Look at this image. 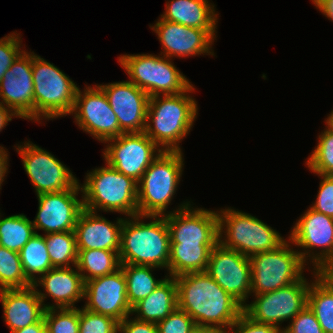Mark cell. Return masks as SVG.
<instances>
[{
    "instance_id": "6da1fadb",
    "label": "cell",
    "mask_w": 333,
    "mask_h": 333,
    "mask_svg": "<svg viewBox=\"0 0 333 333\" xmlns=\"http://www.w3.org/2000/svg\"><path fill=\"white\" fill-rule=\"evenodd\" d=\"M175 280L178 307L196 325L226 333L243 312V306L206 272L183 274L175 277Z\"/></svg>"
},
{
    "instance_id": "7a4b0ae2",
    "label": "cell",
    "mask_w": 333,
    "mask_h": 333,
    "mask_svg": "<svg viewBox=\"0 0 333 333\" xmlns=\"http://www.w3.org/2000/svg\"><path fill=\"white\" fill-rule=\"evenodd\" d=\"M195 90L192 84L179 94L150 97L144 132L162 151H182L180 143L198 115V104L189 95Z\"/></svg>"
},
{
    "instance_id": "3957f363",
    "label": "cell",
    "mask_w": 333,
    "mask_h": 333,
    "mask_svg": "<svg viewBox=\"0 0 333 333\" xmlns=\"http://www.w3.org/2000/svg\"><path fill=\"white\" fill-rule=\"evenodd\" d=\"M143 219L150 221L147 223ZM170 247V233L165 216L124 217L119 250L121 264L168 270Z\"/></svg>"
},
{
    "instance_id": "277c9868",
    "label": "cell",
    "mask_w": 333,
    "mask_h": 333,
    "mask_svg": "<svg viewBox=\"0 0 333 333\" xmlns=\"http://www.w3.org/2000/svg\"><path fill=\"white\" fill-rule=\"evenodd\" d=\"M82 190L83 208L117 212L125 217L138 215V182L110 167H97L86 174Z\"/></svg>"
},
{
    "instance_id": "5b68a950",
    "label": "cell",
    "mask_w": 333,
    "mask_h": 333,
    "mask_svg": "<svg viewBox=\"0 0 333 333\" xmlns=\"http://www.w3.org/2000/svg\"><path fill=\"white\" fill-rule=\"evenodd\" d=\"M34 122L54 120L71 114L77 84L53 63L32 52Z\"/></svg>"
},
{
    "instance_id": "8992f818",
    "label": "cell",
    "mask_w": 333,
    "mask_h": 333,
    "mask_svg": "<svg viewBox=\"0 0 333 333\" xmlns=\"http://www.w3.org/2000/svg\"><path fill=\"white\" fill-rule=\"evenodd\" d=\"M182 151H163L138 181V215L164 216L180 183Z\"/></svg>"
},
{
    "instance_id": "52a82bcc",
    "label": "cell",
    "mask_w": 333,
    "mask_h": 333,
    "mask_svg": "<svg viewBox=\"0 0 333 333\" xmlns=\"http://www.w3.org/2000/svg\"><path fill=\"white\" fill-rule=\"evenodd\" d=\"M217 212L219 243L246 257L275 250L286 241L279 232L249 213L230 207Z\"/></svg>"
},
{
    "instance_id": "ba28073f",
    "label": "cell",
    "mask_w": 333,
    "mask_h": 333,
    "mask_svg": "<svg viewBox=\"0 0 333 333\" xmlns=\"http://www.w3.org/2000/svg\"><path fill=\"white\" fill-rule=\"evenodd\" d=\"M160 55L124 54L118 57V63L129 76V81L150 97L185 92L192 82L172 63V59Z\"/></svg>"
},
{
    "instance_id": "9c48e42d",
    "label": "cell",
    "mask_w": 333,
    "mask_h": 333,
    "mask_svg": "<svg viewBox=\"0 0 333 333\" xmlns=\"http://www.w3.org/2000/svg\"><path fill=\"white\" fill-rule=\"evenodd\" d=\"M249 260L251 295L272 292L297 282L304 277L303 270L307 269L306 263L298 250L293 249L289 239L275 250L252 255Z\"/></svg>"
},
{
    "instance_id": "30bf717a",
    "label": "cell",
    "mask_w": 333,
    "mask_h": 333,
    "mask_svg": "<svg viewBox=\"0 0 333 333\" xmlns=\"http://www.w3.org/2000/svg\"><path fill=\"white\" fill-rule=\"evenodd\" d=\"M310 282L305 276L275 291L251 295L255 296L250 304L243 306V312L256 322L281 328L284 321H291L307 306Z\"/></svg>"
},
{
    "instance_id": "8fae6325",
    "label": "cell",
    "mask_w": 333,
    "mask_h": 333,
    "mask_svg": "<svg viewBox=\"0 0 333 333\" xmlns=\"http://www.w3.org/2000/svg\"><path fill=\"white\" fill-rule=\"evenodd\" d=\"M23 143L14 145V149L21 157L36 195L68 190L79 182L73 172L50 152L30 141Z\"/></svg>"
},
{
    "instance_id": "7c38bea8",
    "label": "cell",
    "mask_w": 333,
    "mask_h": 333,
    "mask_svg": "<svg viewBox=\"0 0 333 333\" xmlns=\"http://www.w3.org/2000/svg\"><path fill=\"white\" fill-rule=\"evenodd\" d=\"M104 144L105 163L137 182L163 152L145 132L123 133Z\"/></svg>"
},
{
    "instance_id": "4fadbf2b",
    "label": "cell",
    "mask_w": 333,
    "mask_h": 333,
    "mask_svg": "<svg viewBox=\"0 0 333 333\" xmlns=\"http://www.w3.org/2000/svg\"><path fill=\"white\" fill-rule=\"evenodd\" d=\"M70 115H73L74 122L81 130L101 143L124 133L104 91L98 84L87 85L83 91L78 88Z\"/></svg>"
},
{
    "instance_id": "5bb4252c",
    "label": "cell",
    "mask_w": 333,
    "mask_h": 333,
    "mask_svg": "<svg viewBox=\"0 0 333 333\" xmlns=\"http://www.w3.org/2000/svg\"><path fill=\"white\" fill-rule=\"evenodd\" d=\"M290 232L288 239L293 245L302 249L298 252L307 265L309 262L312 264L311 269L317 270L327 259L333 257L332 217L319 213L309 206Z\"/></svg>"
},
{
    "instance_id": "9a60e30c",
    "label": "cell",
    "mask_w": 333,
    "mask_h": 333,
    "mask_svg": "<svg viewBox=\"0 0 333 333\" xmlns=\"http://www.w3.org/2000/svg\"><path fill=\"white\" fill-rule=\"evenodd\" d=\"M192 206L190 201H184L176 210L164 215L171 243L216 245L219 242L218 212Z\"/></svg>"
},
{
    "instance_id": "2e32d148",
    "label": "cell",
    "mask_w": 333,
    "mask_h": 333,
    "mask_svg": "<svg viewBox=\"0 0 333 333\" xmlns=\"http://www.w3.org/2000/svg\"><path fill=\"white\" fill-rule=\"evenodd\" d=\"M205 272L242 306L246 304L251 295L249 257L218 242L210 252Z\"/></svg>"
},
{
    "instance_id": "e0dca14e",
    "label": "cell",
    "mask_w": 333,
    "mask_h": 333,
    "mask_svg": "<svg viewBox=\"0 0 333 333\" xmlns=\"http://www.w3.org/2000/svg\"><path fill=\"white\" fill-rule=\"evenodd\" d=\"M82 192L78 182L73 188L60 192L37 195L38 210L32 221L35 231L56 233L74 231L77 218L83 209V199H78Z\"/></svg>"
},
{
    "instance_id": "ac0fdd59",
    "label": "cell",
    "mask_w": 333,
    "mask_h": 333,
    "mask_svg": "<svg viewBox=\"0 0 333 333\" xmlns=\"http://www.w3.org/2000/svg\"><path fill=\"white\" fill-rule=\"evenodd\" d=\"M85 305L83 308L118 322L131 315L132 308L127 300L126 278L122 268L116 272L85 282Z\"/></svg>"
},
{
    "instance_id": "d6986e66",
    "label": "cell",
    "mask_w": 333,
    "mask_h": 333,
    "mask_svg": "<svg viewBox=\"0 0 333 333\" xmlns=\"http://www.w3.org/2000/svg\"><path fill=\"white\" fill-rule=\"evenodd\" d=\"M0 98L19 118L34 121L32 52L23 51L0 81Z\"/></svg>"
},
{
    "instance_id": "ffe728a7",
    "label": "cell",
    "mask_w": 333,
    "mask_h": 333,
    "mask_svg": "<svg viewBox=\"0 0 333 333\" xmlns=\"http://www.w3.org/2000/svg\"><path fill=\"white\" fill-rule=\"evenodd\" d=\"M150 29L157 34L161 42L164 57H191L214 55L212 45L216 40L207 30L188 27L179 23L170 22L159 18Z\"/></svg>"
},
{
    "instance_id": "44dd1931",
    "label": "cell",
    "mask_w": 333,
    "mask_h": 333,
    "mask_svg": "<svg viewBox=\"0 0 333 333\" xmlns=\"http://www.w3.org/2000/svg\"><path fill=\"white\" fill-rule=\"evenodd\" d=\"M105 93L124 133L144 132L150 96L126 81L98 85Z\"/></svg>"
},
{
    "instance_id": "7402d4cb",
    "label": "cell",
    "mask_w": 333,
    "mask_h": 333,
    "mask_svg": "<svg viewBox=\"0 0 333 333\" xmlns=\"http://www.w3.org/2000/svg\"><path fill=\"white\" fill-rule=\"evenodd\" d=\"M33 286L45 309L76 308L75 303L84 300L85 282L76 266L50 269ZM40 286L43 287V292L37 288ZM47 297H51L54 303L45 304Z\"/></svg>"
},
{
    "instance_id": "603a6c76",
    "label": "cell",
    "mask_w": 333,
    "mask_h": 333,
    "mask_svg": "<svg viewBox=\"0 0 333 333\" xmlns=\"http://www.w3.org/2000/svg\"><path fill=\"white\" fill-rule=\"evenodd\" d=\"M124 218L111 222L98 212L85 208L79 214L74 228L77 250L101 249L119 252Z\"/></svg>"
},
{
    "instance_id": "cb8c5ba5",
    "label": "cell",
    "mask_w": 333,
    "mask_h": 333,
    "mask_svg": "<svg viewBox=\"0 0 333 333\" xmlns=\"http://www.w3.org/2000/svg\"><path fill=\"white\" fill-rule=\"evenodd\" d=\"M0 301L3 307V319L11 332L44 318L45 307L32 285L26 288L0 290Z\"/></svg>"
},
{
    "instance_id": "d4e9b609",
    "label": "cell",
    "mask_w": 333,
    "mask_h": 333,
    "mask_svg": "<svg viewBox=\"0 0 333 333\" xmlns=\"http://www.w3.org/2000/svg\"><path fill=\"white\" fill-rule=\"evenodd\" d=\"M160 18L188 27L207 30L215 39L218 13L209 0H167Z\"/></svg>"
},
{
    "instance_id": "484cf974",
    "label": "cell",
    "mask_w": 333,
    "mask_h": 333,
    "mask_svg": "<svg viewBox=\"0 0 333 333\" xmlns=\"http://www.w3.org/2000/svg\"><path fill=\"white\" fill-rule=\"evenodd\" d=\"M178 307L175 277L165 275V280L145 299L132 307L135 319L157 324Z\"/></svg>"
},
{
    "instance_id": "4316f807",
    "label": "cell",
    "mask_w": 333,
    "mask_h": 333,
    "mask_svg": "<svg viewBox=\"0 0 333 333\" xmlns=\"http://www.w3.org/2000/svg\"><path fill=\"white\" fill-rule=\"evenodd\" d=\"M215 245H181L171 243L168 276L205 272L209 255Z\"/></svg>"
},
{
    "instance_id": "83f0119b",
    "label": "cell",
    "mask_w": 333,
    "mask_h": 333,
    "mask_svg": "<svg viewBox=\"0 0 333 333\" xmlns=\"http://www.w3.org/2000/svg\"><path fill=\"white\" fill-rule=\"evenodd\" d=\"M76 267L84 282L112 274L121 268L119 252L101 249L78 250Z\"/></svg>"
},
{
    "instance_id": "f1b7e54d",
    "label": "cell",
    "mask_w": 333,
    "mask_h": 333,
    "mask_svg": "<svg viewBox=\"0 0 333 333\" xmlns=\"http://www.w3.org/2000/svg\"><path fill=\"white\" fill-rule=\"evenodd\" d=\"M26 278L34 284L42 275L53 269L43 234L32 236L19 252Z\"/></svg>"
},
{
    "instance_id": "f546056e",
    "label": "cell",
    "mask_w": 333,
    "mask_h": 333,
    "mask_svg": "<svg viewBox=\"0 0 333 333\" xmlns=\"http://www.w3.org/2000/svg\"><path fill=\"white\" fill-rule=\"evenodd\" d=\"M121 268L126 278L127 300L131 308L149 296L165 280L154 278V266L121 264Z\"/></svg>"
},
{
    "instance_id": "4dcf8cb0",
    "label": "cell",
    "mask_w": 333,
    "mask_h": 333,
    "mask_svg": "<svg viewBox=\"0 0 333 333\" xmlns=\"http://www.w3.org/2000/svg\"><path fill=\"white\" fill-rule=\"evenodd\" d=\"M310 283L307 305L315 314L324 333H333V290L318 276L316 270Z\"/></svg>"
},
{
    "instance_id": "1f68e13d",
    "label": "cell",
    "mask_w": 333,
    "mask_h": 333,
    "mask_svg": "<svg viewBox=\"0 0 333 333\" xmlns=\"http://www.w3.org/2000/svg\"><path fill=\"white\" fill-rule=\"evenodd\" d=\"M35 234L34 225L26 215L16 214L2 218L0 212V246L19 253Z\"/></svg>"
},
{
    "instance_id": "d6a6232c",
    "label": "cell",
    "mask_w": 333,
    "mask_h": 333,
    "mask_svg": "<svg viewBox=\"0 0 333 333\" xmlns=\"http://www.w3.org/2000/svg\"><path fill=\"white\" fill-rule=\"evenodd\" d=\"M44 237L53 268L76 266L78 250L74 231L49 233Z\"/></svg>"
},
{
    "instance_id": "836d02e7",
    "label": "cell",
    "mask_w": 333,
    "mask_h": 333,
    "mask_svg": "<svg viewBox=\"0 0 333 333\" xmlns=\"http://www.w3.org/2000/svg\"><path fill=\"white\" fill-rule=\"evenodd\" d=\"M32 285L24 274L19 253L0 246V290Z\"/></svg>"
},
{
    "instance_id": "e575fe53",
    "label": "cell",
    "mask_w": 333,
    "mask_h": 333,
    "mask_svg": "<svg viewBox=\"0 0 333 333\" xmlns=\"http://www.w3.org/2000/svg\"><path fill=\"white\" fill-rule=\"evenodd\" d=\"M325 127L319 134L318 144L308 156L306 165L313 173L333 175V130Z\"/></svg>"
},
{
    "instance_id": "d590c367",
    "label": "cell",
    "mask_w": 333,
    "mask_h": 333,
    "mask_svg": "<svg viewBox=\"0 0 333 333\" xmlns=\"http://www.w3.org/2000/svg\"><path fill=\"white\" fill-rule=\"evenodd\" d=\"M46 333H79V308H50L44 313Z\"/></svg>"
},
{
    "instance_id": "8d00e7d4",
    "label": "cell",
    "mask_w": 333,
    "mask_h": 333,
    "mask_svg": "<svg viewBox=\"0 0 333 333\" xmlns=\"http://www.w3.org/2000/svg\"><path fill=\"white\" fill-rule=\"evenodd\" d=\"M79 333H119V322L114 318L79 308Z\"/></svg>"
},
{
    "instance_id": "74e56055",
    "label": "cell",
    "mask_w": 333,
    "mask_h": 333,
    "mask_svg": "<svg viewBox=\"0 0 333 333\" xmlns=\"http://www.w3.org/2000/svg\"><path fill=\"white\" fill-rule=\"evenodd\" d=\"M20 33L12 32L0 38V81L4 74L24 51L21 49L22 39Z\"/></svg>"
},
{
    "instance_id": "f35d334b",
    "label": "cell",
    "mask_w": 333,
    "mask_h": 333,
    "mask_svg": "<svg viewBox=\"0 0 333 333\" xmlns=\"http://www.w3.org/2000/svg\"><path fill=\"white\" fill-rule=\"evenodd\" d=\"M156 325L158 333H189L196 324L184 310L177 307Z\"/></svg>"
},
{
    "instance_id": "ab89813d",
    "label": "cell",
    "mask_w": 333,
    "mask_h": 333,
    "mask_svg": "<svg viewBox=\"0 0 333 333\" xmlns=\"http://www.w3.org/2000/svg\"><path fill=\"white\" fill-rule=\"evenodd\" d=\"M321 178L318 194L312 209L333 218V175L314 173Z\"/></svg>"
},
{
    "instance_id": "60d3db41",
    "label": "cell",
    "mask_w": 333,
    "mask_h": 333,
    "mask_svg": "<svg viewBox=\"0 0 333 333\" xmlns=\"http://www.w3.org/2000/svg\"><path fill=\"white\" fill-rule=\"evenodd\" d=\"M283 329L284 333H324L315 314L308 305Z\"/></svg>"
},
{
    "instance_id": "b9f144b4",
    "label": "cell",
    "mask_w": 333,
    "mask_h": 333,
    "mask_svg": "<svg viewBox=\"0 0 333 333\" xmlns=\"http://www.w3.org/2000/svg\"><path fill=\"white\" fill-rule=\"evenodd\" d=\"M226 333H284V329L256 322L242 312Z\"/></svg>"
},
{
    "instance_id": "7bdbcfd3",
    "label": "cell",
    "mask_w": 333,
    "mask_h": 333,
    "mask_svg": "<svg viewBox=\"0 0 333 333\" xmlns=\"http://www.w3.org/2000/svg\"><path fill=\"white\" fill-rule=\"evenodd\" d=\"M119 333H158L157 325L127 316L119 322Z\"/></svg>"
},
{
    "instance_id": "ee69618b",
    "label": "cell",
    "mask_w": 333,
    "mask_h": 333,
    "mask_svg": "<svg viewBox=\"0 0 333 333\" xmlns=\"http://www.w3.org/2000/svg\"><path fill=\"white\" fill-rule=\"evenodd\" d=\"M316 272L317 276L333 290V257L327 259Z\"/></svg>"
},
{
    "instance_id": "f6af8a7d",
    "label": "cell",
    "mask_w": 333,
    "mask_h": 333,
    "mask_svg": "<svg viewBox=\"0 0 333 333\" xmlns=\"http://www.w3.org/2000/svg\"><path fill=\"white\" fill-rule=\"evenodd\" d=\"M315 7L333 22V0H311Z\"/></svg>"
},
{
    "instance_id": "bcb514c9",
    "label": "cell",
    "mask_w": 333,
    "mask_h": 333,
    "mask_svg": "<svg viewBox=\"0 0 333 333\" xmlns=\"http://www.w3.org/2000/svg\"><path fill=\"white\" fill-rule=\"evenodd\" d=\"M13 118H19L10 108L0 102V132L6 127Z\"/></svg>"
},
{
    "instance_id": "7dc6e473",
    "label": "cell",
    "mask_w": 333,
    "mask_h": 333,
    "mask_svg": "<svg viewBox=\"0 0 333 333\" xmlns=\"http://www.w3.org/2000/svg\"><path fill=\"white\" fill-rule=\"evenodd\" d=\"M7 149L5 147H3L2 145L0 146V190L2 188L1 185H3L4 182V177L6 176L7 172H8V151H6Z\"/></svg>"
},
{
    "instance_id": "c3c4849f",
    "label": "cell",
    "mask_w": 333,
    "mask_h": 333,
    "mask_svg": "<svg viewBox=\"0 0 333 333\" xmlns=\"http://www.w3.org/2000/svg\"><path fill=\"white\" fill-rule=\"evenodd\" d=\"M11 333H46L44 318L38 323H34Z\"/></svg>"
},
{
    "instance_id": "681fc988",
    "label": "cell",
    "mask_w": 333,
    "mask_h": 333,
    "mask_svg": "<svg viewBox=\"0 0 333 333\" xmlns=\"http://www.w3.org/2000/svg\"><path fill=\"white\" fill-rule=\"evenodd\" d=\"M189 333H220V332L212 327L195 325Z\"/></svg>"
},
{
    "instance_id": "f907efd6",
    "label": "cell",
    "mask_w": 333,
    "mask_h": 333,
    "mask_svg": "<svg viewBox=\"0 0 333 333\" xmlns=\"http://www.w3.org/2000/svg\"><path fill=\"white\" fill-rule=\"evenodd\" d=\"M324 123L326 124V126H328L330 129L333 130V110L328 115V117L325 118V122Z\"/></svg>"
}]
</instances>
